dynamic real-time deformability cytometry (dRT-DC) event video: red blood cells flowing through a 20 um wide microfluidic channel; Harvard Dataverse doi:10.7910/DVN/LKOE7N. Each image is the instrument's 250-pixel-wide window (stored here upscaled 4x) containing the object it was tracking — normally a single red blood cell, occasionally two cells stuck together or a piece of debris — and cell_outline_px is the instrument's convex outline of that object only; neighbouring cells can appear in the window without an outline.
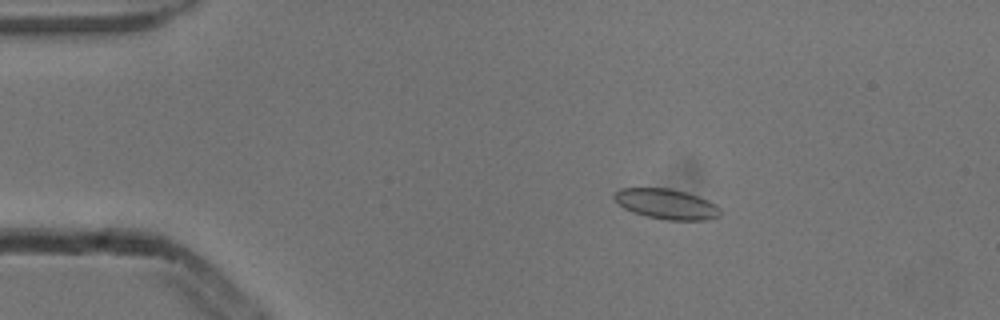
{"species": "common noctule bat (a hibernating species)", "species_latin": "Nyctalus noctula", "temperature_condition": "cold", "stored_images_in_passage": 9, "camera_frame_rate_fps": 3000, "um_per_image_px": 0.085, "animal": {"sex": "male", "body_mass_g": 13.3}, "frame": {"image": 1, "passage_image": 2, "time_ms": 0.333, "image_size_px": [1000, 320], "cell_outline_px": [[720, 216], [708, 220], [664, 220], [644, 216], [632, 212], [624, 208], [612, 196], [620, 188], [668, 188], [684, 192], [708, 200], [716, 204], [720, 208]], "centroid_in_image_um": [56.65, 17.36], "position_along_channel_um": 28.3, "area_um2": 18.67}}
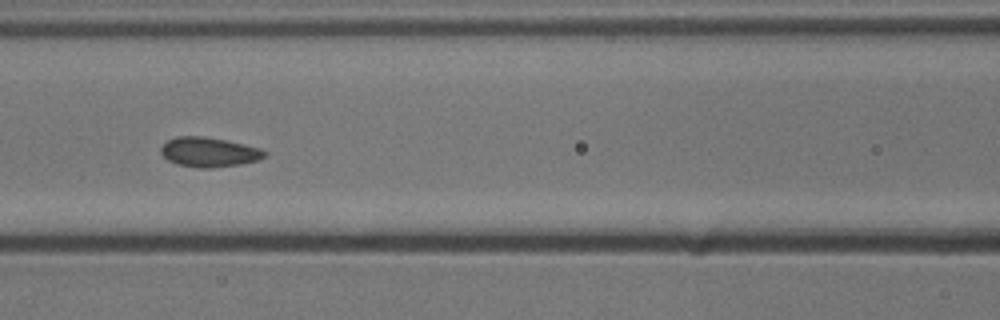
{"frame": {"image": 2, "passage_image": 6, "time_ms": 1.667, "image_size_px": [1000, 320], "cell_outline_px": [[268, 156], [260, 160], [240, 164], [212, 168], [200, 168], [176, 164], [168, 160], [160, 152], [160, 148], [168, 140], [176, 136], [200, 136], [224, 140], [244, 144], [260, 148], [268, 152]], "centroid_in_image_um": [17.79, 12.94], "position_along_channel_um": 148.8, "area_um2": 17.98}}
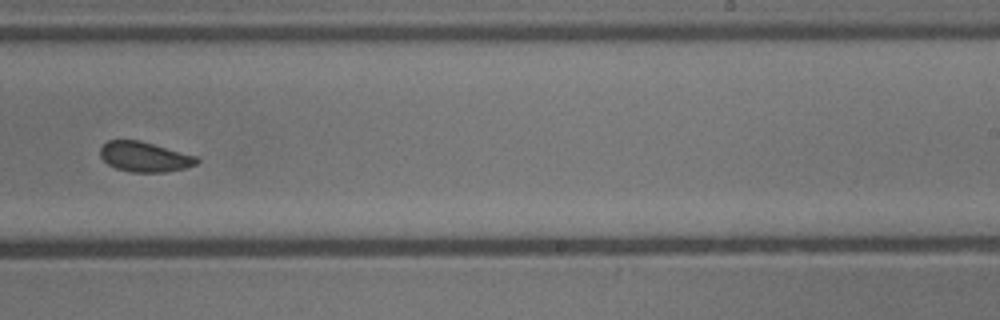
{"frame": {"image": 3, "passage_image": 9, "time_ms": 2.667, "image_size_px": [1000, 320], "cell_outline_px": [[200, 160], [196, 164], [184, 168], [164, 172], [132, 172], [116, 168], [108, 164], [100, 156], [100, 148], [108, 140], [140, 140], [196, 156]], "centroid_in_image_um": [12.28, 13.32], "position_along_channel_um": 276.7, "area_um2": 16.76}}